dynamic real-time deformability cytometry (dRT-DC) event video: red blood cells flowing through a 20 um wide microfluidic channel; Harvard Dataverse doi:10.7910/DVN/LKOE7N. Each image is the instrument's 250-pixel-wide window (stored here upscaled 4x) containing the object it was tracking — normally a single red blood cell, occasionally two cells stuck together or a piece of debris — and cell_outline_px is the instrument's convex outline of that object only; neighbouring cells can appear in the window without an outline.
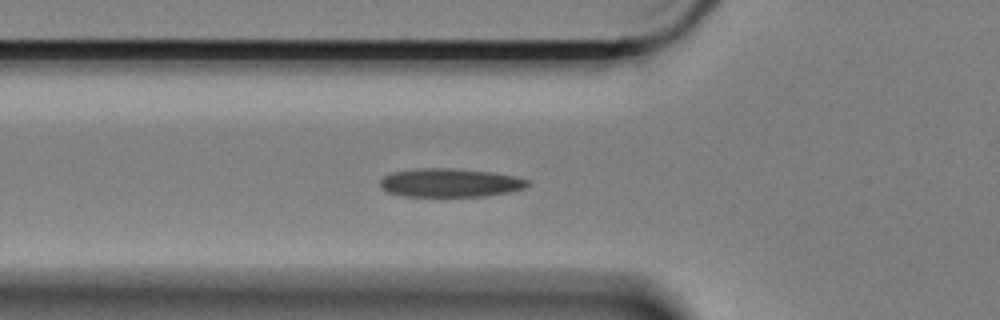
{"species": "Egyptian fruit bat (a non-hibernating species)", "species_latin": "Rousettus aegyptiacus", "temperature_condition": "cold", "stored_images_in_passage": 23, "camera_frame_rate_fps": 3000, "um_per_image_px": 0.085, "animal": {"sex": "female"}, "frame": {"image": 1, "passage_image": 2, "time_ms": 0.333, "image_size_px": [1000, 320], "cell_outline_px": [[532, 184], [524, 188], [508, 192], [484, 196], [400, 196], [388, 192], [380, 188], [380, 180], [384, 176], [392, 172], [416, 168], [460, 168], [492, 172], [516, 176], [528, 180]], "centroid_in_image_um": [38.25, 15.52], "position_along_channel_um": 87.5, "area_um2": 24.85}}
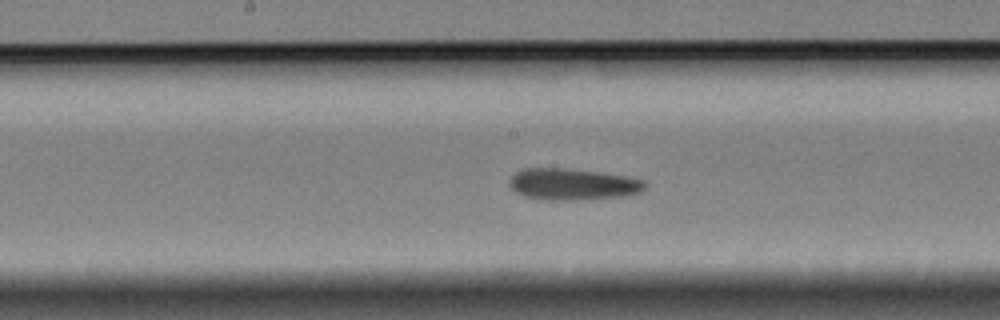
{"frame": {"image": 2, "passage_image": 12, "time_ms": 3.667, "image_size_px": [1000, 320], "cell_outline_px": [[648, 184], [640, 192], [628, 196], [580, 200], [544, 200], [524, 196], [516, 192], [508, 184], [508, 180], [520, 168], [568, 168], [600, 172], [624, 176], [644, 180]], "centroid_in_image_um": [48.67, 15.66], "position_along_channel_um": 199.5, "area_um2": 25.26}}
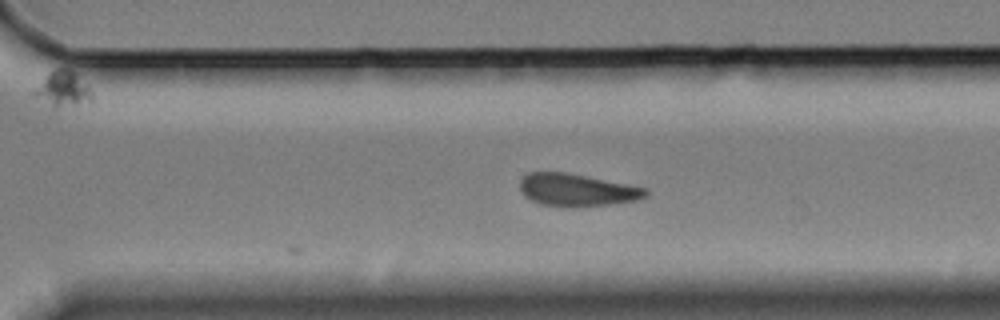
{"frame": {"image": 3, "passage_image": 23, "time_ms": 7.333, "image_size_px": [1000, 320], "cell_outline_px": [[648, 196], [636, 200], [608, 204], [572, 208], [560, 208], [540, 204], [524, 196], [520, 188], [520, 180], [528, 172], [564, 172], [628, 184], [648, 188]], "centroid_in_image_um": [49.02, 16.17], "position_along_channel_um": 321.6, "area_um2": 23.99}}